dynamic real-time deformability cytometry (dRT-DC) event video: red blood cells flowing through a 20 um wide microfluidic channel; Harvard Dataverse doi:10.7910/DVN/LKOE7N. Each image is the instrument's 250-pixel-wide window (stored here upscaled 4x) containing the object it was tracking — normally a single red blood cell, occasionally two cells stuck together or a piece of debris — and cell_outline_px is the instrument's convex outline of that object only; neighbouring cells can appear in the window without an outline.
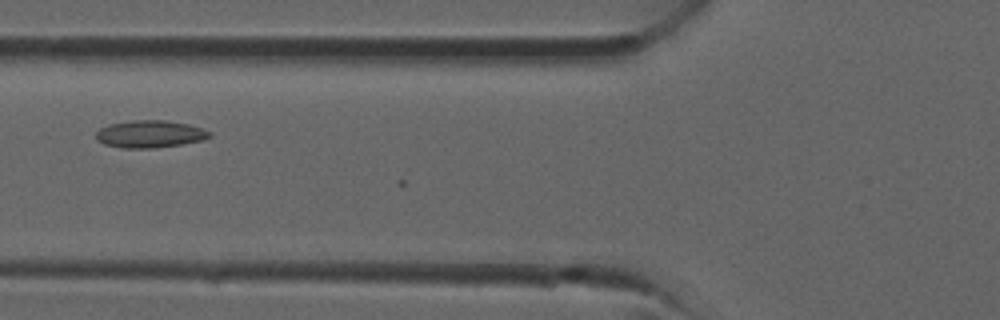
{"species": "common noctule bat (a hibernating species)", "species_latin": "Nyctalus noctula", "temperature_condition": "room temperature", "stored_images_in_passage": 12, "camera_frame_rate_fps": 3000, "um_per_image_px": 0.085, "animal": {"sex": "male", "forearm_length_mm": 52.5}, "frame": {"image": 1, "passage_image": 10, "time_ms": 3.0, "image_size_px": [1000, 320], "cell_outline_px": [[212, 136], [200, 140], [180, 144], [152, 148], [120, 148], [104, 144], [96, 140], [96, 132], [100, 128], [108, 124], [136, 120], [164, 120], [188, 124], [212, 132]], "centroid_in_image_um": [12.7, 11.39], "position_along_channel_um": 113.1, "area_um2": 17.98}}